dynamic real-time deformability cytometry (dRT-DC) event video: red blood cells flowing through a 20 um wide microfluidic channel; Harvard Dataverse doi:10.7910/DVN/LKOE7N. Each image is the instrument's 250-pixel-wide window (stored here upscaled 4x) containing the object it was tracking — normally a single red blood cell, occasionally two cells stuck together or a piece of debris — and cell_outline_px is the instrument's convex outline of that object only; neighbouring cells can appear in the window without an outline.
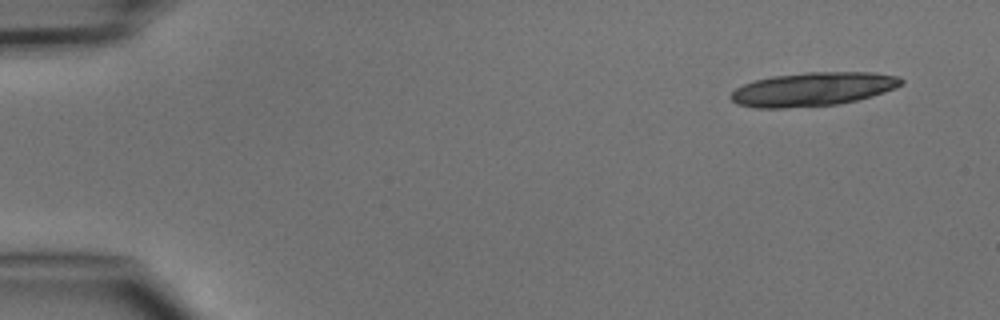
{"species": "common noctule bat (a hibernating species)", "species_latin": "Nyctalus noctula", "temperature_condition": "cold", "stored_images_in_passage": 4, "camera_frame_rate_fps": 3000, "um_per_image_px": 0.085, "animal": {"sex": "male", "body_mass_g": 15.6}, "frame": {"image": 1, "passage_image": 1, "time_ms": 0.0, "image_size_px": [1000, 320], "cell_outline_px": [[904, 84], [896, 88], [872, 96], [856, 100], [836, 104], [784, 108], [756, 108], [736, 104], [728, 96], [736, 88], [744, 84], [756, 80], [772, 76], [804, 72], [872, 72], [900, 76], [904, 80]], "centroid_in_image_um": [69.11, 7.57], "position_along_channel_um": 15.9, "area_um2": 33.64}}